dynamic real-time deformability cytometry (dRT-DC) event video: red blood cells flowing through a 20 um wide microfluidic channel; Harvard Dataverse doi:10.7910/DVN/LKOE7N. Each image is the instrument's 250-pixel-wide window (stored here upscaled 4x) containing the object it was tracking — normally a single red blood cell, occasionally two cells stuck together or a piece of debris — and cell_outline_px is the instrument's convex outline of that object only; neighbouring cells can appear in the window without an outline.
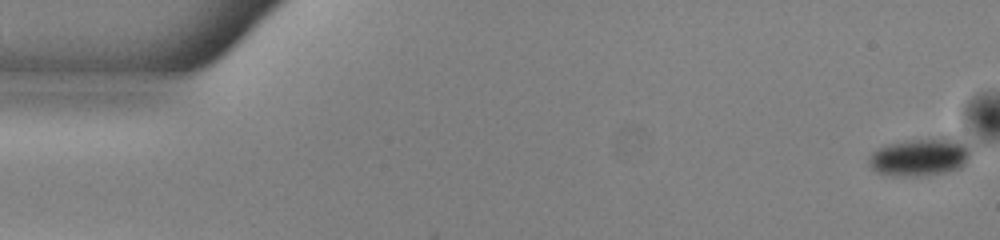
{"species": "common noctule bat (a hibernating species)", "species_latin": "Nyctalus noctula", "temperature_condition": "warm", "stored_images_in_passage": 52, "camera_frame_rate_fps": 3000, "um_per_image_px": 0.085, "animal": {"sex": "male", "body_mass_g": 13.0, "forearm_length_mm": 53.1}, "frame": {"image": 1, "passage_image": 1, "time_ms": 0.0, "image_size_px": [1000, 240], "cell_outline_px": [[972, 156], [960, 168], [944, 172], [920, 176], [892, 176], [876, 172], [868, 164], [868, 156], [876, 148], [888, 144], [912, 140], [940, 136], [952, 136], [960, 140], [972, 152]], "centroid_in_image_um": [78.2, 13.33], "position_along_channel_um": 6.8, "area_um2": 22.89}}
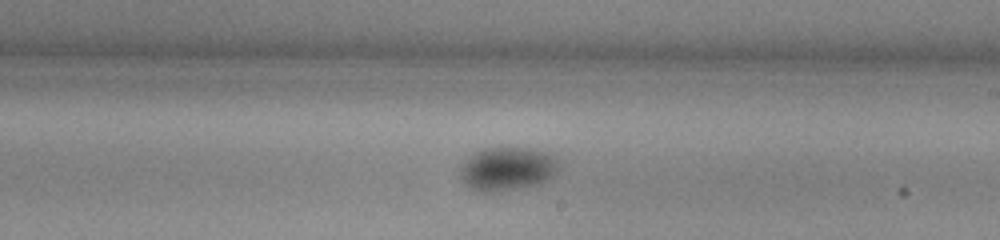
{"frame": {"image": 2, "passage_image": 30, "time_ms": 9.667, "image_size_px": [1000, 240], "cell_outline_px": [[564, 164], [552, 176], [540, 184], [500, 192], [484, 192], [468, 184], [460, 176], [460, 168], [468, 156], [484, 148], [496, 144], [532, 148], [548, 152], [560, 160]], "centroid_in_image_um": [43.21, 14.28], "position_along_channel_um": 245.8, "area_um2": 25.89}}
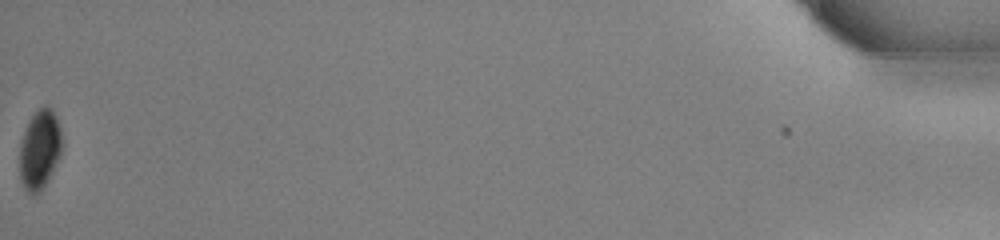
{"frame": {"image": 3, "passage_image": 52, "time_ms": 17.0, "image_size_px": [1000, 240], "cell_outline_px": [[60, 156], [44, 184], [32, 196], [24, 188], [20, 180], [20, 144], [28, 120], [44, 104], [48, 104], [52, 108], [56, 116], [60, 132]], "centroid_in_image_um": [3.34, 12.66], "position_along_channel_um": 431.9, "area_um2": 19.07}}